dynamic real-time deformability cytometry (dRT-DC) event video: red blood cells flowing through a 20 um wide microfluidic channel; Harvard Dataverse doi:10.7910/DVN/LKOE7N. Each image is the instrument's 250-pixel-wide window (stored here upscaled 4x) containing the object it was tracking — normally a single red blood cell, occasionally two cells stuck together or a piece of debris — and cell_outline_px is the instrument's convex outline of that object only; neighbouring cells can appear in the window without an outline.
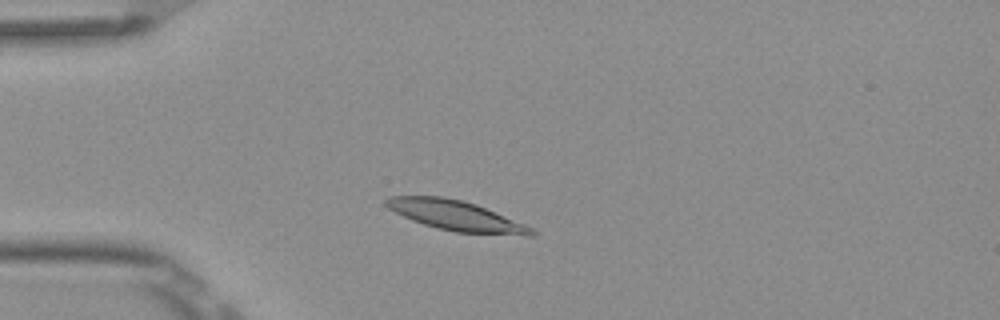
{"species": "Egyptian fruit bat (a non-hibernating species)", "species_latin": "Rousettus aegyptiacus", "temperature_condition": "room temperature", "stored_images_in_passage": 6, "camera_frame_rate_fps": 3000, "um_per_image_px": 0.085, "frame": {"image": 1, "passage_image": 3, "time_ms": 0.667, "image_size_px": [1000, 320], "cell_outline_px": [[536, 236], [528, 236], [456, 232], [436, 228], [412, 220], [388, 208], [384, 204], [384, 200], [388, 196], [440, 196], [464, 200], [476, 204], [524, 224], [532, 228], [536, 232]], "centroid_in_image_um": [38.76, 18.33], "position_along_channel_um": 46.2, "area_um2": 25.37}}
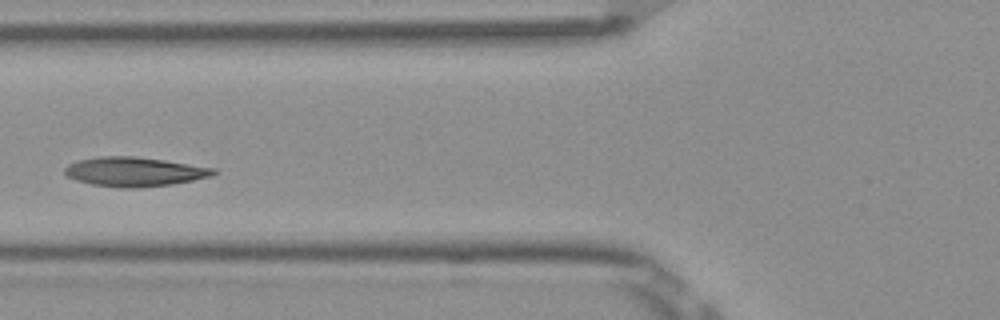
{"frame": {"image": 2, "passage_image": 5, "time_ms": 1.333, "image_size_px": [1000, 320], "cell_outline_px": [[216, 172], [208, 176], [192, 180], [172, 184], [136, 188], [120, 188], [92, 184], [76, 180], [68, 176], [64, 172], [64, 168], [68, 164], [80, 160], [100, 156], [136, 156], [164, 160], [216, 168]], "centroid_in_image_um": [11.4, 14.59], "position_along_channel_um": 114.4, "area_um2": 25.2}}
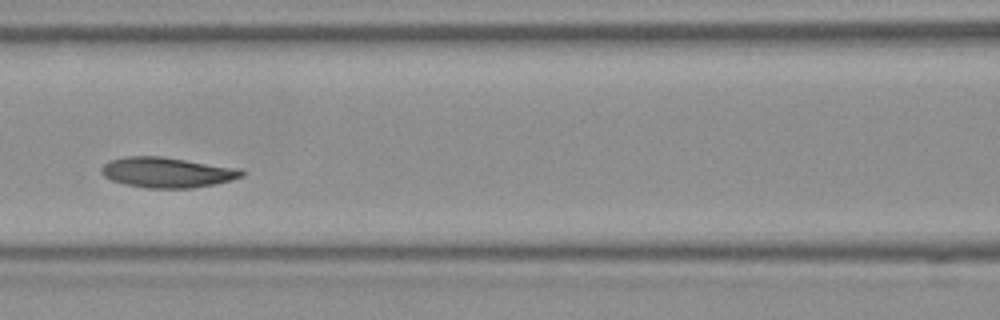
{"frame": {"image": 3, "passage_image": 6, "time_ms": 1.667, "image_size_px": [1000, 320], "cell_outline_px": [[244, 176], [212, 184], [192, 188], [144, 188], [124, 184], [112, 180], [104, 176], [100, 172], [100, 168], [104, 164], [112, 160], [124, 156], [164, 156], [240, 168], [244, 172]], "centroid_in_image_um": [14.18, 14.64], "position_along_channel_um": 152.4, "area_um2": 24.85}}